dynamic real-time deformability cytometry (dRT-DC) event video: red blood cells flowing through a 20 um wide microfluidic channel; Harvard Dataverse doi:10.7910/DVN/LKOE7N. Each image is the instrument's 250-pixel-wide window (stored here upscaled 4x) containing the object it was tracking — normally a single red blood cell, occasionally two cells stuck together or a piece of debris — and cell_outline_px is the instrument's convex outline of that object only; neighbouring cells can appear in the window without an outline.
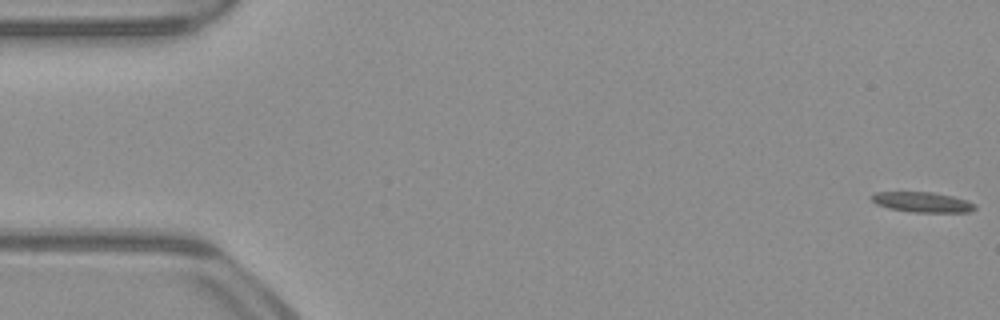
{"species": "common noctule bat (a hibernating species)", "species_latin": "Nyctalus noctula", "temperature_condition": "warm", "stored_images_in_passage": 54, "camera_frame_rate_fps": 3000, "um_per_image_px": 0.085, "animal": {"sex": "male", "body_mass_g": 23.1, "forearm_length_mm": 52.7}, "frame": {"image": 1, "passage_image": 1, "time_ms": 0.0, "image_size_px": [1000, 320], "cell_outline_px": [[976, 208], [968, 212], [912, 212], [888, 208], [876, 204], [868, 196], [876, 192], [932, 192], [952, 196], [976, 204]], "centroid_in_image_um": [78.35, 17.18], "position_along_channel_um": 6.6, "area_um2": 12.14}}
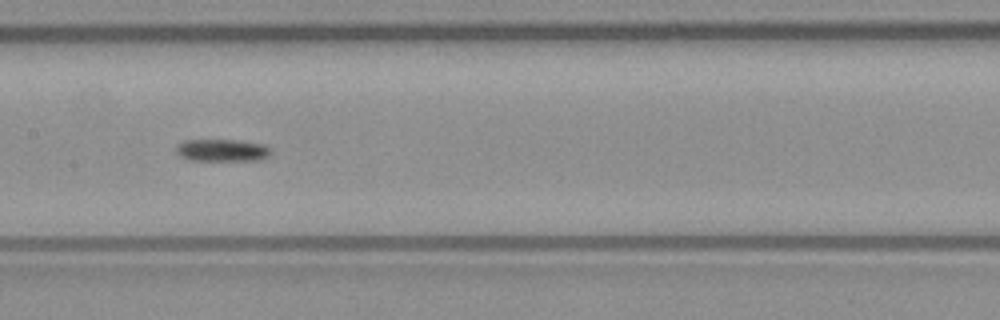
{"frame": {"image": 2, "passage_image": 26, "time_ms": 8.333, "image_size_px": [1000, 320], "cell_outline_px": [[272, 152], [264, 160], [188, 160], [180, 156], [176, 152], [176, 144], [184, 140], [240, 140], [264, 144]], "centroid_in_image_um": [18.87, 12.77], "position_along_channel_um": 188.5, "area_um2": 12.43}}
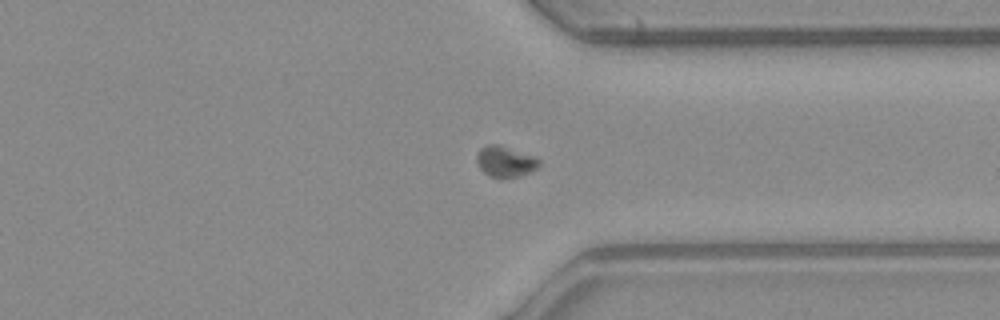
{"frame": {"image": 3, "passage_image": 40, "time_ms": 13.0, "image_size_px": [1000, 320], "cell_outline_px": [[540, 164], [536, 168], [520, 176], [504, 180], [488, 176], [480, 168], [476, 160], [476, 156], [480, 148], [488, 144], [500, 144], [536, 156], [540, 160]], "centroid_in_image_um": [42.95, 13.74], "position_along_channel_um": 368.5, "area_um2": 11.62}}